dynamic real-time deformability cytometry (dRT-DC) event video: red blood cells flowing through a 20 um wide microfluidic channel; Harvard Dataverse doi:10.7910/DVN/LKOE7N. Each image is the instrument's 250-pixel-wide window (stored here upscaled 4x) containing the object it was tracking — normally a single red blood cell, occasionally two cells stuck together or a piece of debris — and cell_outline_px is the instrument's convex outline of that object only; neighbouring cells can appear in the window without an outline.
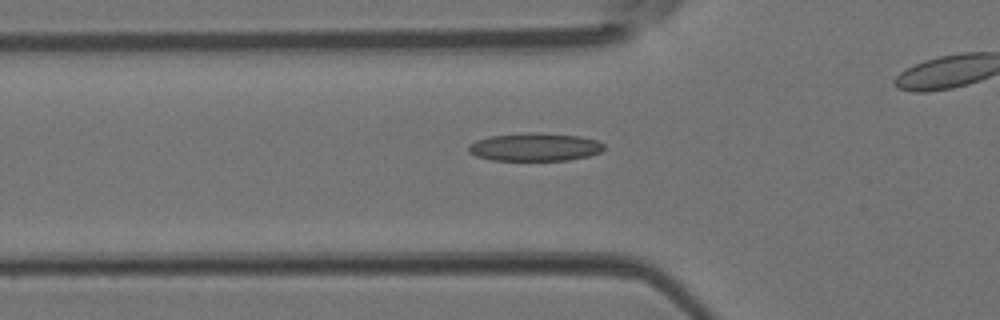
{"species": "Egyptian fruit bat (a non-hibernating species)", "species_latin": "Rousettus aegyptiacus", "temperature_condition": "room temperature", "stored_images_in_passage": 38, "camera_frame_rate_fps": 3000, "um_per_image_px": 0.085, "animal": {"sex": "female"}, "frame": {"image": 1, "passage_image": 16, "time_ms": 5.0, "image_size_px": [1000, 320], "cell_outline_px": [[604, 148], [600, 152], [588, 156], [568, 160], [492, 160], [476, 156], [468, 152], [468, 144], [476, 140], [488, 136], [524, 132], [540, 132], [580, 136], [596, 140], [604, 144]], "centroid_in_image_um": [45.43, 12.48], "position_along_channel_um": 80.4, "area_um2": 22.37}}
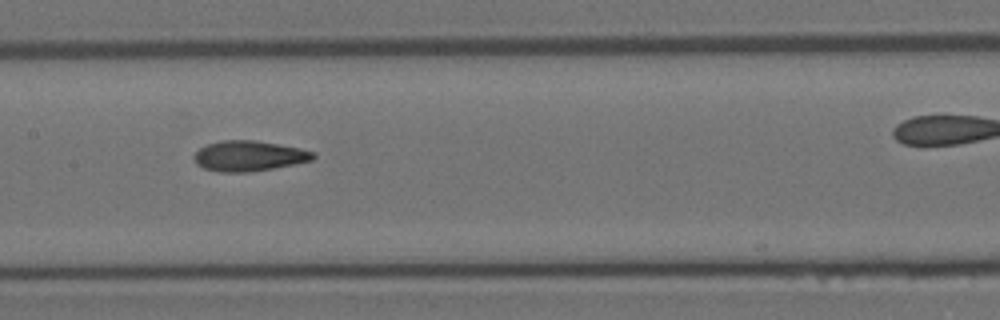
{"frame": {"image": 2, "passage_image": 23, "time_ms": 7.333, "image_size_px": [1000, 320], "cell_outline_px": [[316, 156], [312, 160], [272, 168], [248, 172], [220, 172], [204, 168], [196, 164], [192, 156], [200, 148], [208, 144], [224, 140], [256, 140], [300, 148], [316, 152]], "centroid_in_image_um": [21.15, 13.25], "position_along_channel_um": 186.3, "area_um2": 20.98}}
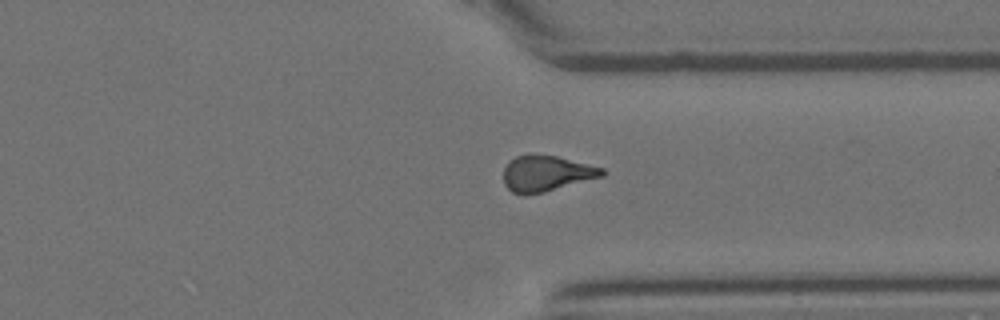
{"frame": {"image": 3, "passage_image": 35, "time_ms": 11.333, "image_size_px": [1000, 320], "cell_outline_px": [[604, 176], [544, 192], [524, 196], [512, 192], [504, 184], [504, 168], [508, 160], [516, 156], [532, 152], [556, 156], [604, 168]], "centroid_in_image_um": [46.39, 14.73], "position_along_channel_um": 365.0, "area_um2": 20.92}}